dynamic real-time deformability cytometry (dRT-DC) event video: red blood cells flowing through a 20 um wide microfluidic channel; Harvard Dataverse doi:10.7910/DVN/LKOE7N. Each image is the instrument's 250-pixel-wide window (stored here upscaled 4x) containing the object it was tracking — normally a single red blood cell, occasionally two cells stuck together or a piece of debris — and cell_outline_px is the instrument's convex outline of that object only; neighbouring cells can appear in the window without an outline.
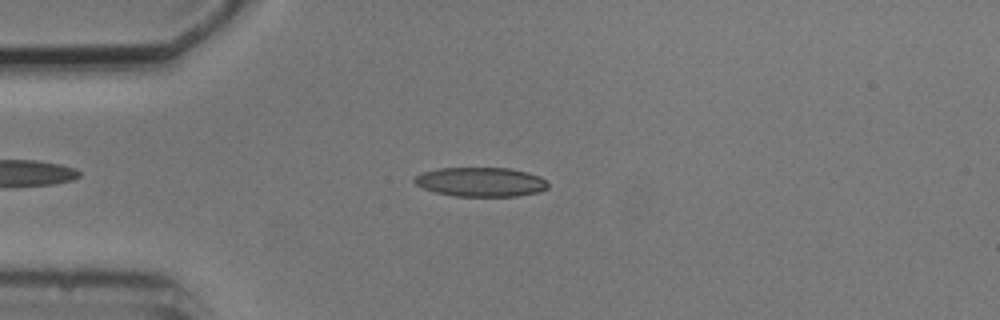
{"species": "common noctule bat (a hibernating species)", "species_latin": "Nyctalus noctula", "temperature_condition": "cold", "stored_images_in_passage": 5, "camera_frame_rate_fps": 3000, "um_per_image_px": 0.085, "animal": {"sex": "male", "body_mass_g": 20.5, "forearm_length_mm": 52.5}, "frame": {"image": 1, "passage_image": 3, "time_ms": 3.667, "image_size_px": [1000, 320], "cell_outline_px": [[548, 188], [540, 192], [516, 196], [456, 196], [436, 192], [424, 188], [416, 184], [412, 180], [420, 172], [440, 168], [508, 168], [528, 172], [540, 176], [548, 184]], "centroid_in_image_um": [40.87, 15.46], "position_along_channel_um": 44.1, "area_um2": 22.77}}